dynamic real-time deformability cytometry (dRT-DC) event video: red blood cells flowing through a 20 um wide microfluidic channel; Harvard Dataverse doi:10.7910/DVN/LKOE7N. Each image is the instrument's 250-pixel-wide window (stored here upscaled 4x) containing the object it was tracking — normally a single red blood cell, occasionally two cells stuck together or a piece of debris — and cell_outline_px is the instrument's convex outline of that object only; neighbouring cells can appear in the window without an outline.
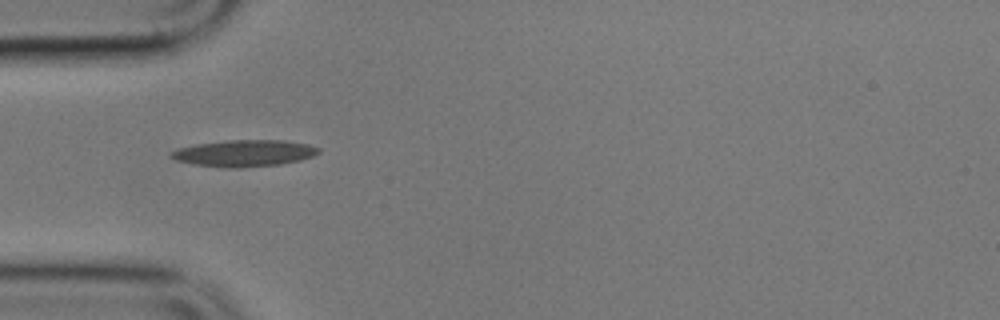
{"species": "common noctule bat (a hibernating species)", "species_latin": "Nyctalus noctula", "temperature_condition": "cold", "stored_images_in_passage": 2, "camera_frame_rate_fps": 3000, "um_per_image_px": 0.085, "animal": {"sex": "male", "body_mass_g": 17.9}, "frame": {"image": 1, "passage_image": 1, "time_ms": 0.0, "image_size_px": [1000, 320], "cell_outline_px": [[320, 152], [312, 156], [300, 160], [280, 164], [240, 168], [228, 168], [196, 164], [176, 160], [168, 156], [168, 152], [180, 148], [196, 144], [228, 140], [284, 140], [308, 144], [320, 148]], "centroid_in_image_um": [20.76, 13.02], "position_along_channel_um": 64.2, "area_um2": 22.83}}
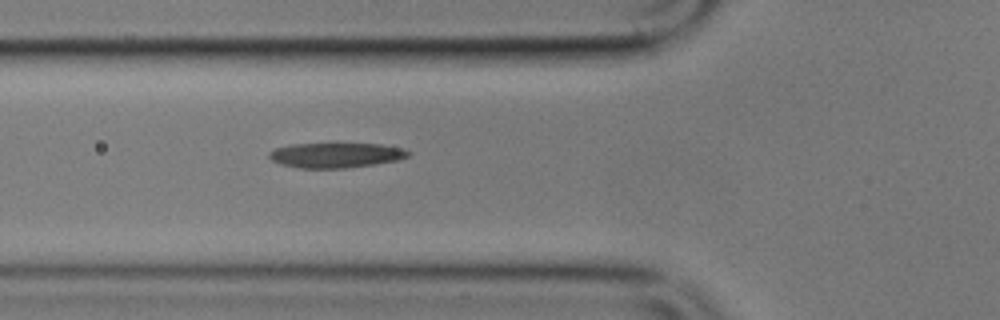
{"frame": {"image": 2, "passage_image": 2, "time_ms": 1.0, "image_size_px": [1000, 320], "cell_outline_px": [[412, 152], [408, 156], [400, 160], [344, 168], [300, 168], [280, 164], [272, 160], [268, 156], [268, 152], [276, 148], [292, 144], [336, 140], [380, 144], [400, 148]], "centroid_in_image_um": [28.53, 13.13], "position_along_channel_um": 97.3, "area_um2": 21.33}}